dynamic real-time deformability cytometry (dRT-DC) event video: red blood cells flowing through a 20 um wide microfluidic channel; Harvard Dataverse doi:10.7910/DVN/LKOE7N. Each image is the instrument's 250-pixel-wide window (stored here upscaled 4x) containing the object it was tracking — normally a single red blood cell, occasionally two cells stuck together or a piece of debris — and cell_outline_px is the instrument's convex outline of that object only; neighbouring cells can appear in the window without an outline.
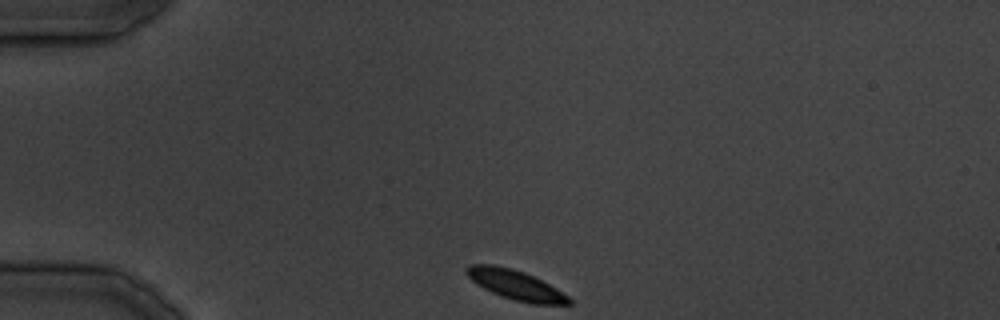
{"species": "common noctule bat (a hibernating species)", "species_latin": "Nyctalus noctula", "temperature_condition": "cold", "stored_images_in_passage": 29, "camera_frame_rate_fps": 3000, "um_per_image_px": 0.085, "animal": {"sex": "male", "body_mass_g": 19.5, "forearm_length_mm": 54.6}, "frame": {"image": 1, "passage_image": 1, "time_ms": 0.0, "image_size_px": [1000, 320], "cell_outline_px": [[572, 304], [532, 304], [500, 296], [476, 284], [464, 272], [464, 268], [468, 264], [496, 264], [512, 268], [524, 272], [556, 288], [568, 296], [572, 300]], "centroid_in_image_um": [43.78, 24.2], "position_along_channel_um": 41.2, "area_um2": 17.69}}
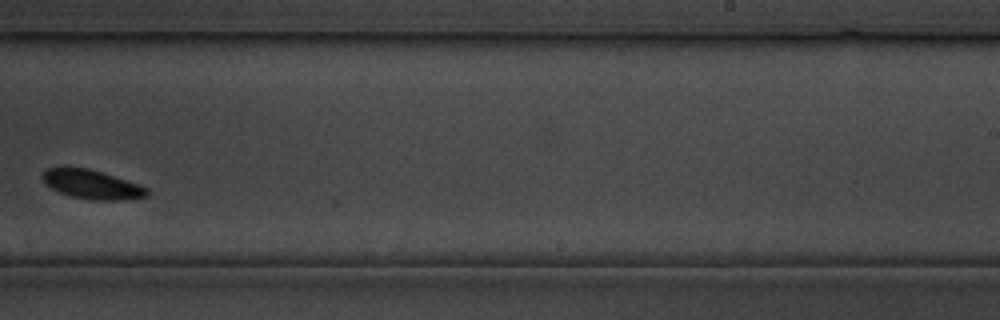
{"frame": {"image": 2, "passage_image": 17, "time_ms": 19.333, "image_size_px": [1000, 320], "cell_outline_px": [[148, 196], [124, 200], [88, 200], [72, 196], [60, 192], [52, 188], [44, 180], [44, 172], [48, 168], [88, 168], [140, 184], [148, 188]], "centroid_in_image_um": [7.89, 15.7], "position_along_channel_um": 281.1, "area_um2": 17.34}}
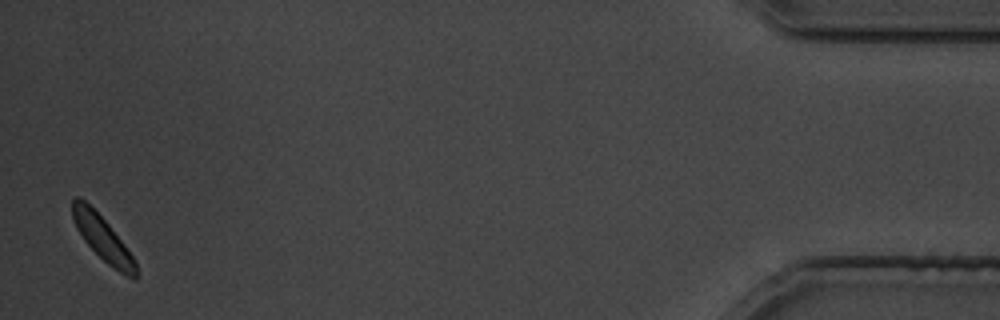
{"frame": {"image": 3, "passage_image": 29, "time_ms": 34.667, "image_size_px": [1000, 320], "cell_outline_px": [[136, 280], [112, 268], [84, 240], [76, 228], [72, 216], [72, 200], [76, 196], [80, 196], [108, 224], [124, 244], [132, 256], [136, 264]], "centroid_in_image_um": [8.7, 20.24], "position_along_channel_um": 426.5, "area_um2": 15.95}}